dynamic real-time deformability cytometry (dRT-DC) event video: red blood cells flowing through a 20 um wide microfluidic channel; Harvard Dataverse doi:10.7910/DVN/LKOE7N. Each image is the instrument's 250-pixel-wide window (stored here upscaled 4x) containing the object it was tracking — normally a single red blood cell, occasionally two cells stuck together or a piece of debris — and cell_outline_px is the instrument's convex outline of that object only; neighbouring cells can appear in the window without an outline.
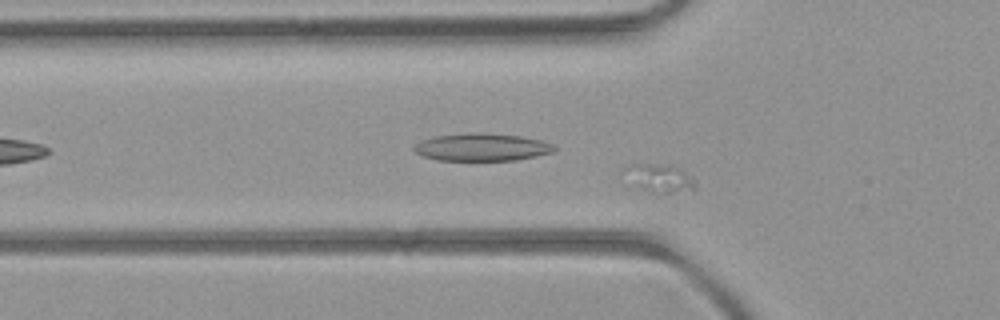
{"species": "common noctule bat (a hibernating species)", "species_latin": "Nyctalus noctula", "temperature_condition": "room temperature", "stored_images_in_passage": 16, "camera_frame_rate_fps": 3000, "um_per_image_px": 0.085, "animal": {"sex": "female", "body_mass_g": 21.9}, "frame": {"image": 1, "passage_image": 7, "time_ms": 2.0, "image_size_px": [1000, 320], "cell_outline_px": [[696, 188], [672, 192], [652, 192], [636, 184], [620, 172], [620, 168], [632, 164], [664, 164], [680, 168], [692, 176], [696, 180]], "centroid_in_image_um": [56.04, 15.09], "position_along_channel_um": 69.8, "area_um2": 11.44}}